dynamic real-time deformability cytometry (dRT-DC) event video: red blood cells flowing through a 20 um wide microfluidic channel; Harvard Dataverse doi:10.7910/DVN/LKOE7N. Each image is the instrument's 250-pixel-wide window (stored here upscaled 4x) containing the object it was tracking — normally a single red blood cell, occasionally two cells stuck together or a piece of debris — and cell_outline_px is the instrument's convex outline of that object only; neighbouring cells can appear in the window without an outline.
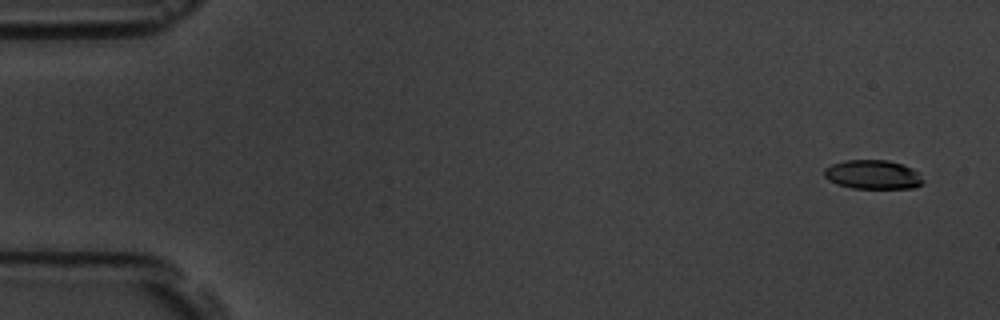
{"species": "common noctule bat (a hibernating species)", "species_latin": "Nyctalus noctula", "temperature_condition": "room temperature", "stored_images_in_passage": 5, "segment_of_instrument_passage": [1, 2], "camera_frame_rate_fps": 3000, "um_per_image_px": 0.085, "animal": {"sex": "male", "body_mass_g": 19.5, "forearm_length_mm": 54.6}, "frame": {"image": 1, "passage_image": 1, "time_ms": 0.0, "image_size_px": [1000, 320], "cell_outline_px": [[924, 184], [912, 188], [852, 188], [836, 184], [828, 180], [824, 176], [824, 168], [832, 164], [844, 160], [888, 160], [912, 168], [924, 180]], "centroid_in_image_um": [74.17, 14.84], "position_along_channel_um": 10.8, "area_um2": 16.76}}